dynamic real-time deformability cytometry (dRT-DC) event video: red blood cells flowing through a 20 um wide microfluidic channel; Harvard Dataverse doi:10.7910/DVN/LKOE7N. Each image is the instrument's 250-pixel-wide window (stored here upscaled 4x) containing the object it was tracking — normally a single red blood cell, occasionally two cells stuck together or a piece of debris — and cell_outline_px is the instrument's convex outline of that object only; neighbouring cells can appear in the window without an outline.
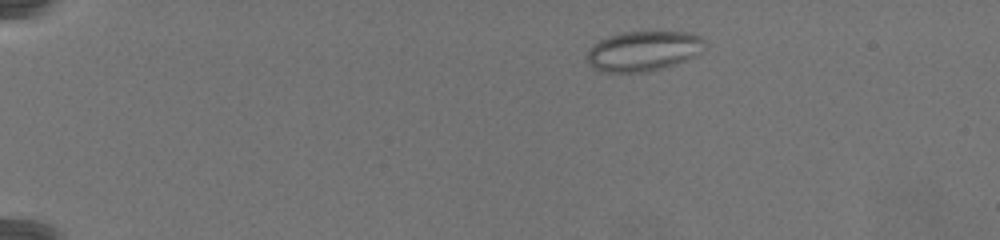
{"species": "common noctule bat (a hibernating species)", "species_latin": "Nyctalus noctula", "temperature_condition": "warm", "stored_images_in_passage": 63, "camera_frame_rate_fps": 3000, "um_per_image_px": 0.085, "animal": {"sex": "female", "body_mass_g": 19.5, "forearm_length_mm": 54.1}, "frame": {"image": 1, "passage_image": 1, "time_ms": 0.0, "image_size_px": [1000, 240], "cell_outline_px": [[708, 44], [696, 56], [676, 64], [644, 72], [600, 72], [592, 68], [588, 64], [588, 52], [600, 40], [608, 36], [620, 32], [692, 32], [700, 36]], "centroid_in_image_um": [54.72, 4.33], "position_along_channel_um": 30.3, "area_um2": 27.51}}
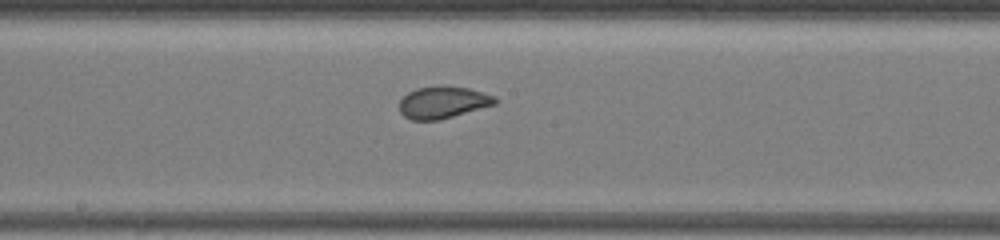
{"frame": {"image": 2, "passage_image": 31, "time_ms": 10.0, "image_size_px": [1000, 240], "cell_outline_px": [[500, 100], [496, 104], [440, 120], [412, 120], [404, 116], [400, 112], [400, 100], [408, 92], [416, 88], [440, 84], [444, 84], [468, 88], [496, 96]], "centroid_in_image_um": [37.67, 8.68], "position_along_channel_um": 210.5, "area_um2": 18.21}}
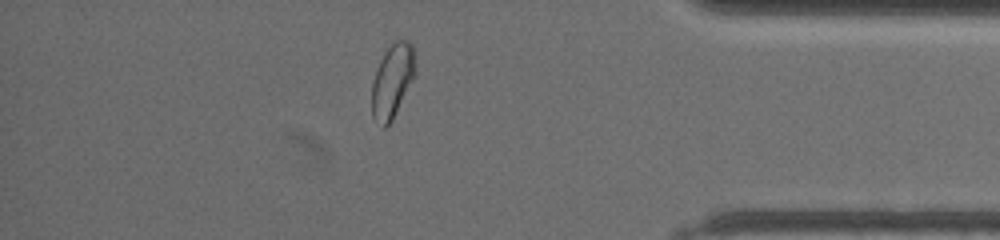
{"frame": {"image": 3, "passage_image": 54, "time_ms": 17.667, "image_size_px": [1000, 240], "cell_outline_px": [[416, 76], [392, 120], [384, 128], [372, 116], [372, 80], [376, 68], [384, 52], [396, 40], [408, 40], [412, 44], [416, 68]], "centroid_in_image_um": [33.37, 6.86], "position_along_channel_um": 401.8, "area_um2": 18.84}}